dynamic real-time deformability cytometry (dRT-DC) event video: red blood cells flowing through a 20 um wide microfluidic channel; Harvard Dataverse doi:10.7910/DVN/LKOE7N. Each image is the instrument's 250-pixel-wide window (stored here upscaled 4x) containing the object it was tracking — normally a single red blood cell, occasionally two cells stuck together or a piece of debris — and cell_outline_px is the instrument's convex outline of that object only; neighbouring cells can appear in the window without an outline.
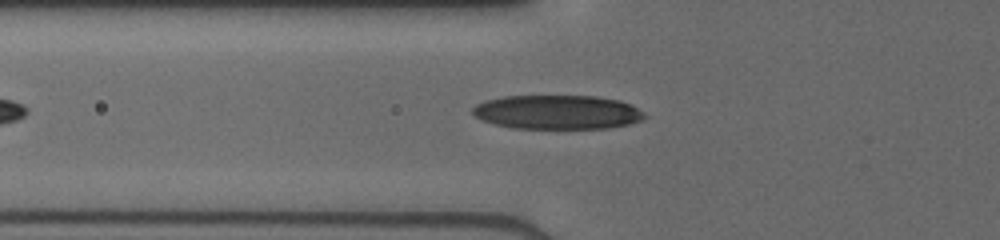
{"species": "human", "species_latin": "Homo sapiens", "temperature_condition": "cold", "stored_images_in_passage": 38, "camera_frame_rate_fps": 3000, "um_per_image_px": 0.085, "donor": {"sex": "male"}, "frame": {"image": 1, "passage_image": 7, "time_ms": 2.0, "image_size_px": [1000, 240], "cell_outline_px": [[648, 116], [644, 120], [628, 124], [608, 128], [512, 128], [496, 124], [484, 120], [476, 116], [472, 112], [472, 108], [476, 104], [484, 100], [504, 96], [596, 96], [620, 100], [632, 104], [644, 112]], "centroid_in_image_um": [47.42, 9.52], "position_along_channel_um": 78.4, "area_um2": 34.33}}
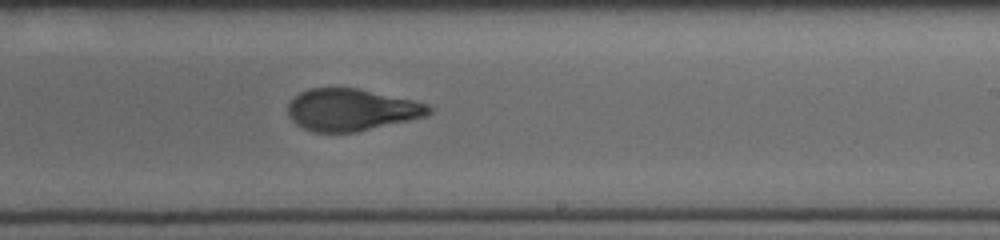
{"frame": {"image": 2, "passage_image": 20, "time_ms": 6.333, "image_size_px": [1000, 240], "cell_outline_px": [[432, 112], [424, 116], [408, 120], [356, 132], [316, 132], [304, 128], [296, 124], [288, 116], [288, 104], [300, 92], [308, 88], [356, 88], [412, 100], [428, 104], [432, 108]], "centroid_in_image_um": [29.84, 9.33], "position_along_channel_um": 259.2, "area_um2": 34.1}}
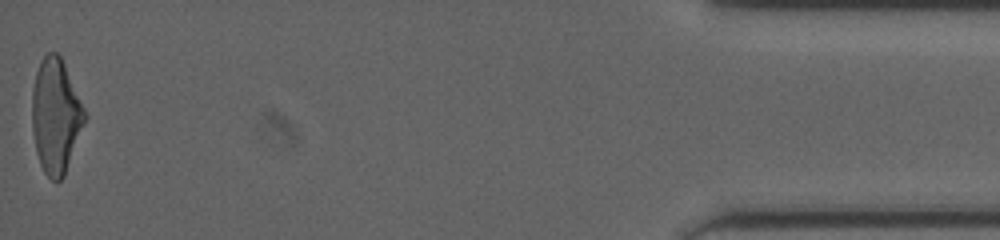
{"frame": {"image": 3, "passage_image": 38, "time_ms": 12.333, "image_size_px": [1000, 240], "cell_outline_px": [[88, 116], [64, 176], [56, 184], [44, 172], [40, 164], [36, 152], [32, 132], [32, 88], [36, 72], [40, 60], [48, 52], [56, 52], [60, 56], [64, 64]], "centroid_in_image_um": [4.73, 9.88], "position_along_channel_um": 430.5, "area_um2": 35.32}}